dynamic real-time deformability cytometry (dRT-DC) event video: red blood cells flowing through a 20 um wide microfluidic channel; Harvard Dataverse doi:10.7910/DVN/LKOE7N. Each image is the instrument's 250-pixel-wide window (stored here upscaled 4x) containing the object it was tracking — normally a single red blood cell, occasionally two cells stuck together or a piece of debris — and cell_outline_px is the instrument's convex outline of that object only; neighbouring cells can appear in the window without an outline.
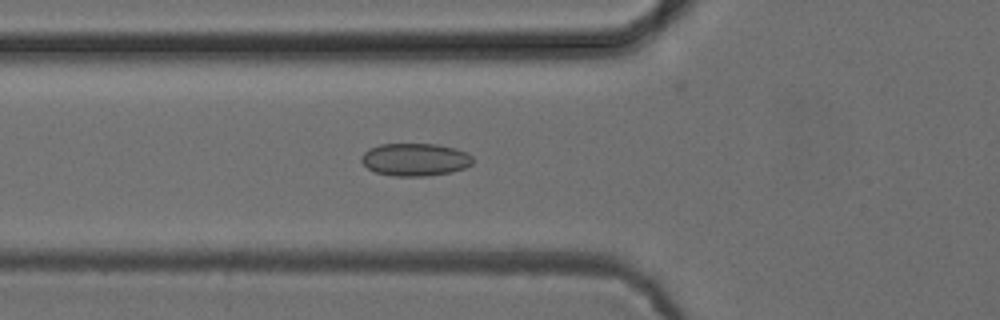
{"species": "common noctule bat (a hibernating species)", "species_latin": "Nyctalus noctula", "temperature_condition": "cold", "stored_images_in_passage": 41, "camera_frame_rate_fps": 3000, "um_per_image_px": 0.085, "animal": {"sex": "female", "body_mass_g": 24.6, "forearm_length_mm": 56.2}, "frame": {"image": 1, "passage_image": 10, "time_ms": 3.0, "image_size_px": [1000, 320], "cell_outline_px": [[472, 164], [464, 168], [452, 172], [424, 176], [392, 176], [376, 172], [368, 168], [360, 160], [360, 156], [368, 148], [380, 144], [436, 144], [456, 148], [472, 156]], "centroid_in_image_um": [35.25, 13.56], "position_along_channel_um": 90.5, "area_um2": 21.27}}
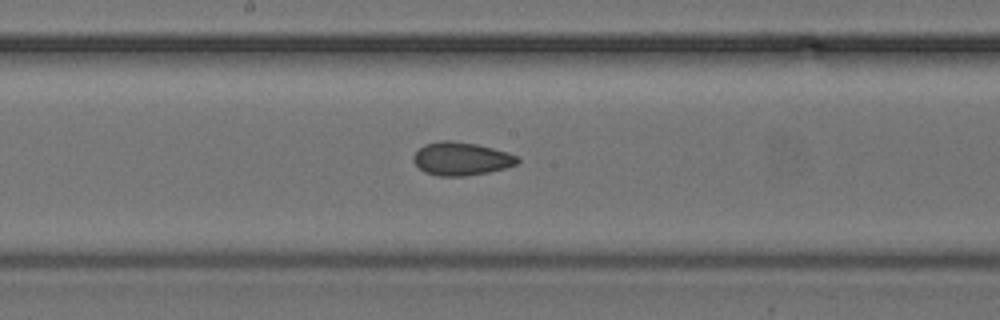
{"frame": {"image": 2, "passage_image": 19, "time_ms": 6.0, "image_size_px": [1000, 320], "cell_outline_px": [[520, 160], [516, 164], [504, 168], [488, 172], [464, 176], [440, 176], [424, 172], [412, 160], [412, 156], [424, 144], [440, 140], [452, 140], [476, 144], [508, 152], [516, 156]], "centroid_in_image_um": [39.18, 13.48], "position_along_channel_um": 209.0, "area_um2": 20.06}}
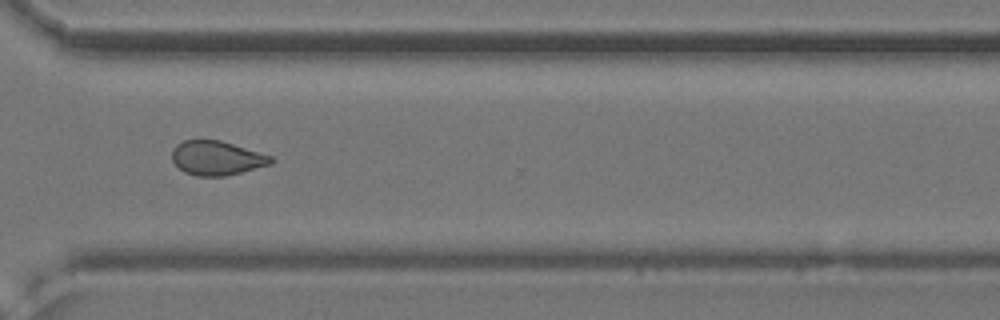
{"frame": {"image": 3, "passage_image": 30, "time_ms": 9.667, "image_size_px": [1000, 320], "cell_outline_px": [[276, 160], [272, 164], [224, 176], [196, 176], [184, 172], [172, 160], [172, 148], [176, 144], [184, 140], [220, 140], [272, 156]], "centroid_in_image_um": [18.42, 13.43], "position_along_channel_um": 352.2, "area_um2": 19.71}, "authors_computed_cell_mechanics": {"area_um2": 20.23, "velocity_mm_per_s": 3.9203, "shape_relaxation_time_tau1_ms": null, "shape_relaxation_time_tau2_ms": 4.7911, "deformation_change_tau1": null, "deformation_change_tau2": 0.1029}}